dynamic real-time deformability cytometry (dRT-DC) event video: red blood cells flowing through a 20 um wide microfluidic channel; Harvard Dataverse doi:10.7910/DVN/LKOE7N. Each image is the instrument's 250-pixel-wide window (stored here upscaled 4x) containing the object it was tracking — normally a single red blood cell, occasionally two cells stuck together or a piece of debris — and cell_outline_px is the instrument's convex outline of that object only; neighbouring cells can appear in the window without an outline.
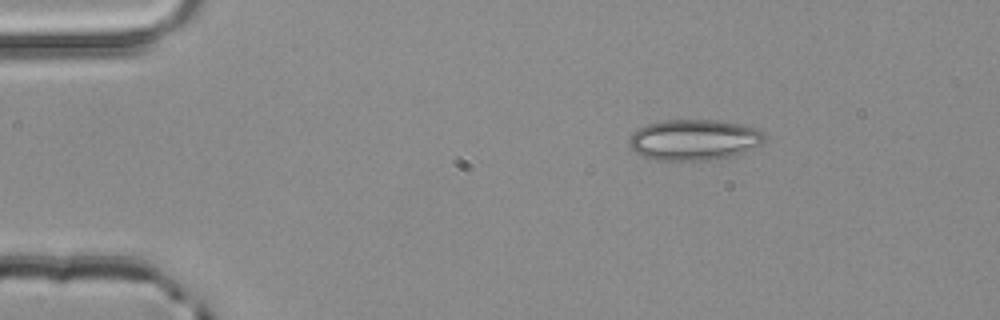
{"species": "common noctule bat (a hibernating species)", "species_latin": "Nyctalus noctula", "temperature_condition": "room temperature", "stored_images_in_passage": 2, "camera_frame_rate_fps": 3000, "um_per_image_px": 0.085, "animal": {"sex": "male", "body_mass_g": 20.4}, "frame": {"image": 1, "passage_image": 1, "time_ms": 0.0, "image_size_px": [1000, 320], "cell_outline_px": [[764, 140], [760, 144], [744, 152], [732, 156], [712, 160], [656, 160], [640, 156], [632, 152], [628, 144], [628, 140], [632, 132], [648, 124], [664, 120], [720, 120], [740, 124], [752, 128], [760, 132], [764, 136]], "centroid_in_image_um": [58.91, 11.9], "position_along_channel_um": 26.1, "area_um2": 32.25}}